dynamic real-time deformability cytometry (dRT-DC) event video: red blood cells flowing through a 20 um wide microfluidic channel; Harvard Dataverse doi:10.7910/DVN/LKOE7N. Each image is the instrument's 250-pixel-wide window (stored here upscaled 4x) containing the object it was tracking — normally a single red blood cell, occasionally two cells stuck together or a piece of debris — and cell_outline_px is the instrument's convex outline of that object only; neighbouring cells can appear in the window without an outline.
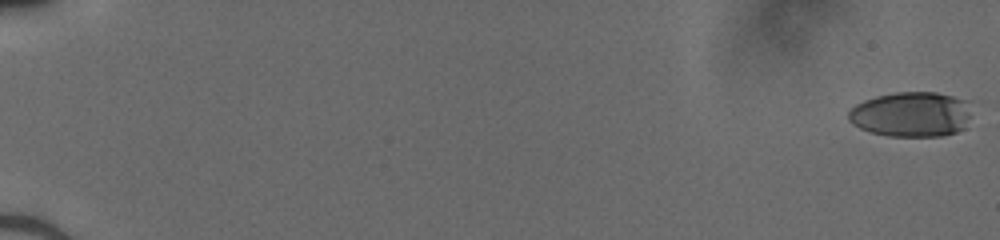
{"species": "human", "species_latin": "Homo sapiens", "temperature_condition": "cold", "stored_images_in_passage": 52, "camera_frame_rate_fps": 3000, "um_per_image_px": 0.085, "donor": {"sex": "male"}, "frame": {"image": 1, "passage_image": 1, "time_ms": 0.0, "image_size_px": [1000, 240], "cell_outline_px": [[968, 116], [964, 128], [956, 132], [940, 136], [888, 136], [872, 132], [860, 128], [852, 124], [848, 120], [848, 112], [856, 104], [864, 100], [876, 96], [896, 92], [936, 92], [952, 96], [964, 100]], "centroid_in_image_um": [77.38, 9.72], "position_along_channel_um": 7.6, "area_um2": 31.91}}
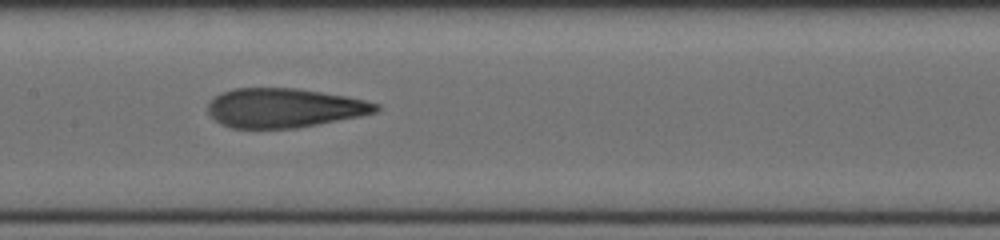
{"frame": {"image": 2, "passage_image": 29, "time_ms": 9.333, "image_size_px": [1000, 240], "cell_outline_px": [[380, 108], [376, 112], [360, 116], [296, 128], [232, 128], [220, 124], [208, 112], [208, 104], [220, 92], [232, 88], [296, 88], [348, 96], [380, 104]], "centroid_in_image_um": [24.16, 9.17], "position_along_channel_um": 183.2, "area_um2": 38.44}}
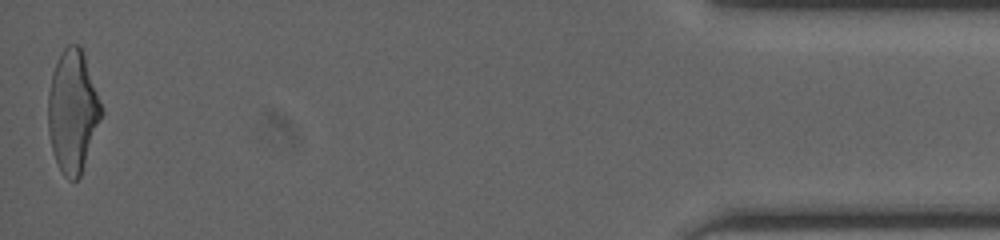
{"frame": {"image": 3, "passage_image": 52, "time_ms": 17.0, "image_size_px": [1000, 240], "cell_outline_px": [[104, 112], [80, 176], [76, 180], [68, 180], [64, 176], [52, 152], [48, 128], [48, 92], [52, 72], [64, 48], [68, 44], [80, 44]], "centroid_in_image_um": [6.18, 9.47], "position_along_channel_um": 429.0, "area_um2": 37.69}}